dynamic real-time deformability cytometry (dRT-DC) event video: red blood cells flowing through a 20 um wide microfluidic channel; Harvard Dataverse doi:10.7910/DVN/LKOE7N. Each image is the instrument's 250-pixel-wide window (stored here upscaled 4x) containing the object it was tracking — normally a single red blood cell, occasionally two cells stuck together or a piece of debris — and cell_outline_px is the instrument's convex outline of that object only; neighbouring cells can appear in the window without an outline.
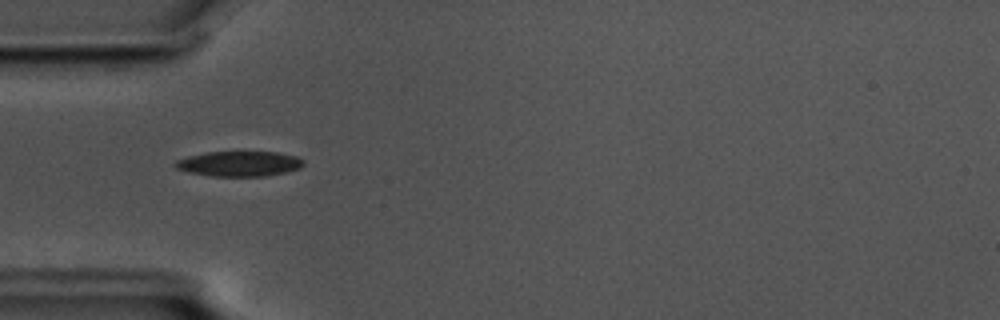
{"species": "common noctule bat (a hibernating species)", "species_latin": "Nyctalus noctula", "temperature_condition": "cold", "stored_images_in_passage": 43, "camera_frame_rate_fps": 3000, "um_per_image_px": 0.085, "animal": {"sex": "male", "body_mass_g": 17.5, "forearm_length_mm": 52.3}, "frame": {"image": 1, "passage_image": 4, "time_ms": 1.0, "image_size_px": [1000, 320], "cell_outline_px": [[304, 164], [300, 168], [288, 172], [268, 176], [212, 176], [188, 172], [176, 168], [172, 164], [176, 160], [188, 156], [204, 152], [276, 152], [296, 156], [304, 160]], "centroid_in_image_um": [20.34, 13.92], "position_along_channel_um": 64.7, "area_um2": 18.96}}
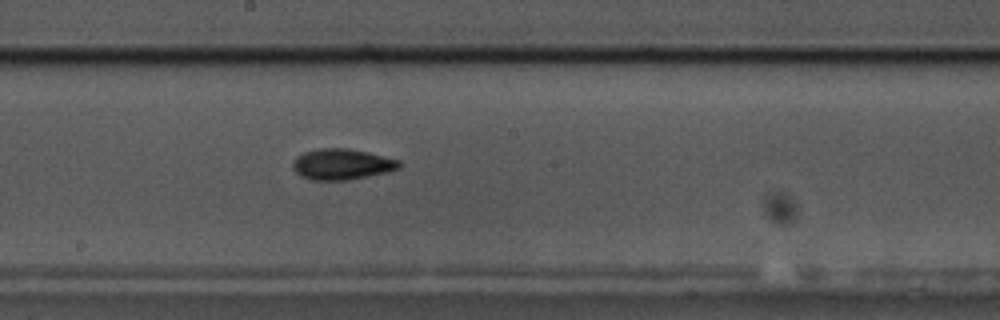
{"frame": {"image": 2, "passage_image": 17, "time_ms": 5.333, "image_size_px": [1000, 320], "cell_outline_px": [[400, 168], [388, 172], [348, 180], [312, 180], [296, 172], [292, 168], [292, 160], [296, 156], [304, 152], [320, 148], [348, 148], [368, 152], [400, 160]], "centroid_in_image_um": [29.06, 13.95], "position_along_channel_um": 219.1, "area_um2": 19.19}}
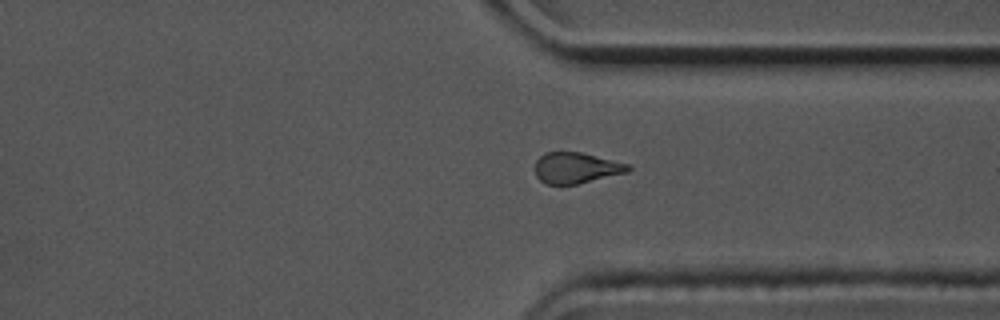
{"frame": {"image": 3, "passage_image": 29, "time_ms": 9.333, "image_size_px": [1000, 320], "cell_outline_px": [[632, 168], [628, 172], [576, 184], [544, 184], [536, 176], [536, 160], [544, 152], [580, 152], [628, 164]], "centroid_in_image_um": [48.95, 14.27], "position_along_channel_um": 362.5, "area_um2": 16.59}, "authors_computed_cell_mechanics": {"area_um2": 18.2648, "velocity_mm_per_s": 3.5787, "shape_relaxation_time_tau1_ms": 3.1411, "shape_relaxation_time_tau2_ms": 8.0061, "deformation_change_tau1": 0.125, "deformation_change_tau2": 0.1527}}